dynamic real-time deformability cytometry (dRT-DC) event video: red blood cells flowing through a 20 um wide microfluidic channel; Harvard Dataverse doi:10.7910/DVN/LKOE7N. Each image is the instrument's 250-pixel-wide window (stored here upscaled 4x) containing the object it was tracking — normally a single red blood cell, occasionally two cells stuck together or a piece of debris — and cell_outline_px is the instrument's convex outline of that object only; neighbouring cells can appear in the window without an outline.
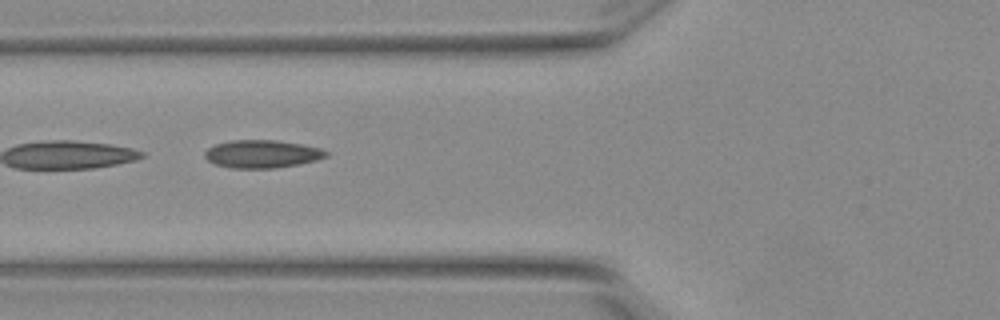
{"species": "Egyptian fruit bat (a non-hibernating species)", "species_latin": "Rousettus aegyptiacus", "temperature_condition": "warm", "stored_images_in_passage": 9, "camera_frame_rate_fps": 3000, "um_per_image_px": 0.085, "animal": {"sex": "female"}, "frame": {"image": 1, "passage_image": 4, "time_ms": 1.0, "image_size_px": [1000, 320], "cell_outline_px": [[328, 156], [316, 160], [296, 164], [272, 168], [232, 168], [216, 164], [208, 160], [204, 156], [204, 152], [208, 148], [216, 144], [232, 140], [280, 140], [320, 148], [328, 152]], "centroid_in_image_um": [22.26, 13.08], "position_along_channel_um": 103.5, "area_um2": 19.54}}